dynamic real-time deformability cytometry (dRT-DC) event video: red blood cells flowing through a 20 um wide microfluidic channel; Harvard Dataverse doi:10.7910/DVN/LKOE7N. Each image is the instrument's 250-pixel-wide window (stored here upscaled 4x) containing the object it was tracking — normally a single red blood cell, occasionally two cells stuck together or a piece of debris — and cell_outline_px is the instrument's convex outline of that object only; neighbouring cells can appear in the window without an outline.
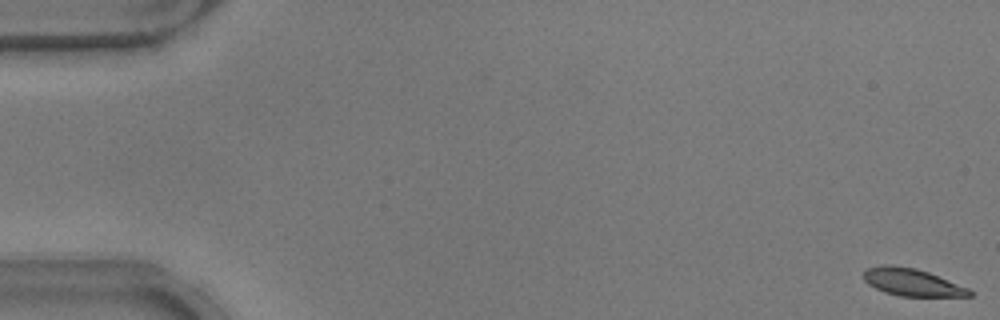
{"species": "common noctule bat (a hibernating species)", "species_latin": "Nyctalus noctula", "temperature_condition": "warm", "stored_images_in_passage": 53, "camera_frame_rate_fps": 3000, "um_per_image_px": 0.085, "animal": {"sex": "male", "body_mass_g": 17.9}, "frame": {"image": 1, "passage_image": 1, "time_ms": 0.0, "image_size_px": [1000, 320], "cell_outline_px": [[972, 296], [900, 296], [884, 292], [868, 284], [864, 280], [864, 272], [868, 268], [884, 264], [892, 264], [916, 268], [928, 272], [968, 288], [972, 292]], "centroid_in_image_um": [77.5, 23.98], "position_along_channel_um": 7.5, "area_um2": 16.76}}
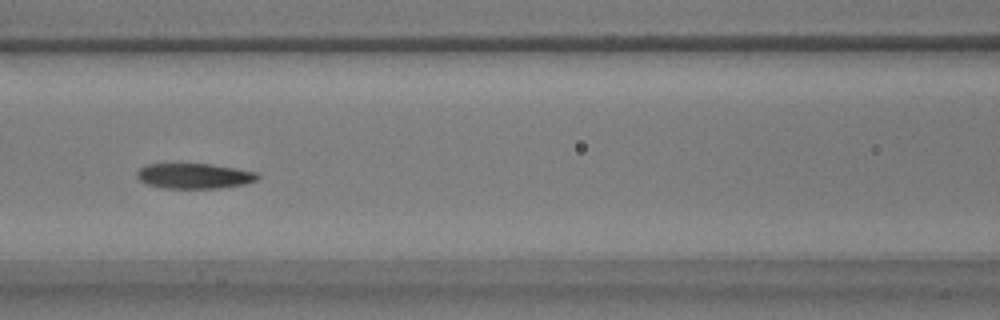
{"frame": {"image": 2, "passage_image": 24, "time_ms": 7.667, "image_size_px": [1000, 320], "cell_outline_px": [[260, 176], [256, 180], [244, 184], [220, 188], [160, 188], [148, 184], [140, 180], [136, 176], [136, 172], [144, 164], [212, 164], [236, 168], [256, 172]], "centroid_in_image_um": [16.49, 14.95], "position_along_channel_um": 150.1, "area_um2": 17.8}}
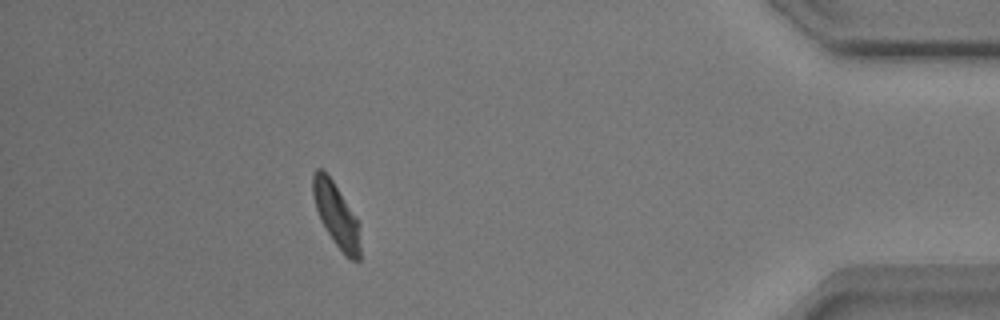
{"frame": {"image": 3, "passage_image": 48, "time_ms": 15.667, "image_size_px": [1000, 320], "cell_outline_px": [[360, 260], [352, 260], [344, 256], [320, 220], [316, 208], [312, 192], [312, 176], [316, 168], [320, 168], [332, 180], [356, 216], [360, 224]], "centroid_in_image_um": [28.6, 18.29], "position_along_channel_um": 406.6, "area_um2": 17.57}, "authors_computed_cell_mechanics": {"area_um2": 18.0336, "velocity_mm_per_s": 3.8211, "shape_relaxation_time_tau1_ms": 4.2849, "shape_relaxation_time_tau2_ms": 3.8654, "deformation_change_tau1": 0.1567, "deformation_change_tau2": 0.1216}}